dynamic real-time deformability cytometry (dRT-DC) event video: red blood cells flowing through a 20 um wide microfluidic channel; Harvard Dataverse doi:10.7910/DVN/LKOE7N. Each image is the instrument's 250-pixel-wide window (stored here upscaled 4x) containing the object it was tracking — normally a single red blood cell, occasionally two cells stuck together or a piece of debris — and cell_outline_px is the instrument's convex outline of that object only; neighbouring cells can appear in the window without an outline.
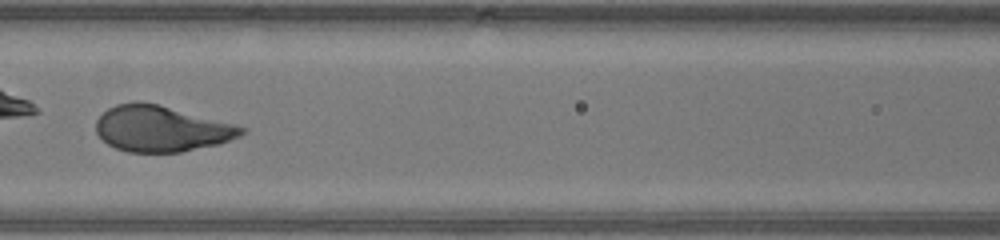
{"species": "human", "species_latin": "Homo sapiens", "temperature_condition": "warm", "stored_images_in_passage": 45, "camera_frame_rate_fps": 3000, "um_per_image_px": 0.085, "donor": {"sex": "male"}, "frame": {"image": 1, "passage_image": 20, "time_ms": 6.333, "image_size_px": [1000, 240], "cell_outline_px": [[248, 132], [240, 136], [220, 144], [180, 152], [128, 152], [116, 148], [108, 144], [96, 132], [96, 120], [108, 108], [116, 104], [132, 100], [140, 100], [160, 104], [236, 124], [248, 128]], "centroid_in_image_um": [13.75, 10.92], "position_along_channel_um": 152.9, "area_um2": 39.42}}